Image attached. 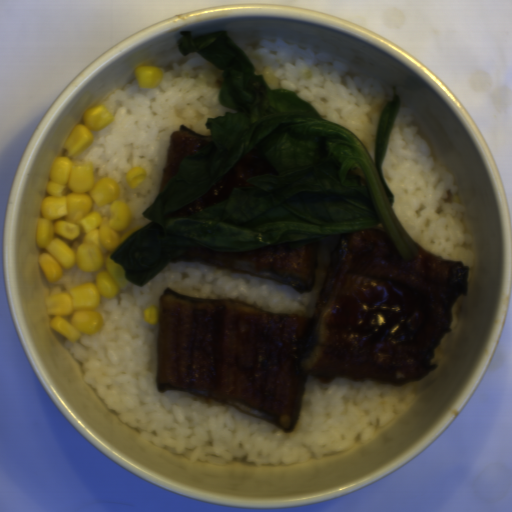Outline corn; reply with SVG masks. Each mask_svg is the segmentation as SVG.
Returning <instances> with one entry per match:
<instances>
[{
    "label": "corn",
    "instance_id": "obj_1",
    "mask_svg": "<svg viewBox=\"0 0 512 512\" xmlns=\"http://www.w3.org/2000/svg\"><path fill=\"white\" fill-rule=\"evenodd\" d=\"M115 116L104 104L82 115L55 156L49 174L47 196L36 219L37 261L48 282L56 283L65 269L77 265L95 274L85 282L45 297L49 326L75 342L82 333H100L104 322L98 307L101 298H115L125 290L122 266L110 256L129 236L144 226L132 227L133 214L119 199L120 188L110 177L95 180L93 164L79 161L99 132Z\"/></svg>",
    "mask_w": 512,
    "mask_h": 512
},
{
    "label": "corn",
    "instance_id": "obj_2",
    "mask_svg": "<svg viewBox=\"0 0 512 512\" xmlns=\"http://www.w3.org/2000/svg\"><path fill=\"white\" fill-rule=\"evenodd\" d=\"M163 76L162 68L157 66L142 65L134 70V77L140 88H156Z\"/></svg>",
    "mask_w": 512,
    "mask_h": 512
},
{
    "label": "corn",
    "instance_id": "obj_3",
    "mask_svg": "<svg viewBox=\"0 0 512 512\" xmlns=\"http://www.w3.org/2000/svg\"><path fill=\"white\" fill-rule=\"evenodd\" d=\"M146 179V170L141 166H136L127 171L125 180L129 188L136 190Z\"/></svg>",
    "mask_w": 512,
    "mask_h": 512
},
{
    "label": "corn",
    "instance_id": "obj_4",
    "mask_svg": "<svg viewBox=\"0 0 512 512\" xmlns=\"http://www.w3.org/2000/svg\"><path fill=\"white\" fill-rule=\"evenodd\" d=\"M143 318L145 322L150 325L159 324V311L155 306H150L143 312Z\"/></svg>",
    "mask_w": 512,
    "mask_h": 512
}]
</instances>
